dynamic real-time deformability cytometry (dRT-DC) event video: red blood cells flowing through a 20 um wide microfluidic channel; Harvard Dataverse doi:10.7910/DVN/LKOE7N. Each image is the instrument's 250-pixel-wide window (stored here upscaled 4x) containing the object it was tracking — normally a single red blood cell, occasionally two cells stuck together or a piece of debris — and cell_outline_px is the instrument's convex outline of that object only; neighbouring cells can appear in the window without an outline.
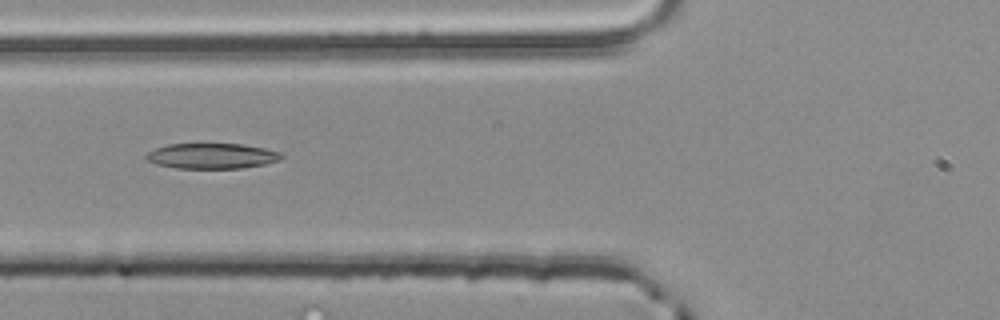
{"species": "common noctule bat (a hibernating species)", "species_latin": "Nyctalus noctula", "temperature_condition": "room temperature", "stored_images_in_passage": 4, "segment_of_instrument_passage": [2, 2], "camera_frame_rate_fps": 3000, "um_per_image_px": 0.085, "animal": {"sex": "male", "body_mass_g": 20.4}, "frame": {"image": 1, "passage_image": 4, "time_ms": 1.0, "image_size_px": [1000, 320], "cell_outline_px": [[284, 156], [280, 160], [264, 164], [240, 168], [176, 168], [156, 164], [144, 160], [144, 156], [148, 152], [156, 148], [168, 144], [240, 144], [264, 148], [280, 152]], "centroid_in_image_um": [17.97, 13.26], "position_along_channel_um": 107.8, "area_um2": 20.0}}